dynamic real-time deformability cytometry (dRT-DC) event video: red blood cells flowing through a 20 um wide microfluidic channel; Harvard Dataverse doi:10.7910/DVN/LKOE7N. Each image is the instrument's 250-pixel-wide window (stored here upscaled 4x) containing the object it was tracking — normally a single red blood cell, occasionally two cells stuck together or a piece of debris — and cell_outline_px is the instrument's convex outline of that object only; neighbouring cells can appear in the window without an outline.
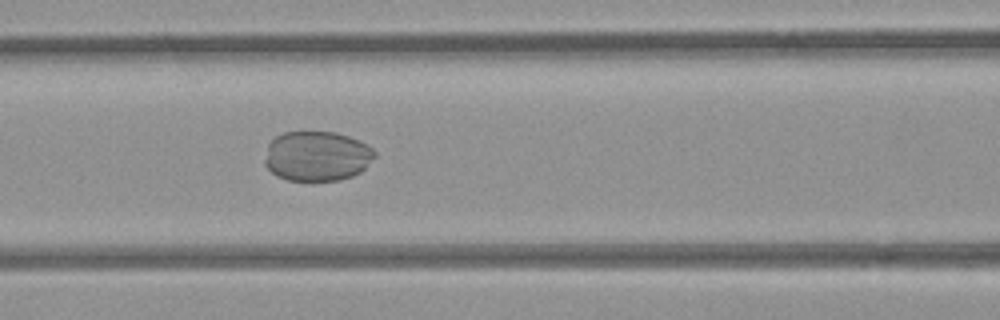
{"species": "common noctule bat (a hibernating species)", "species_latin": "Nyctalus noctula", "temperature_condition": "room temperature", "stored_images_in_passage": 49, "camera_frame_rate_fps": 3000, "um_per_image_px": 0.085, "animal": {"sex": "female", "body_mass_g": 21.9}, "frame": {"image": 1, "passage_image": 18, "time_ms": 5.667, "image_size_px": [1000, 320], "cell_outline_px": [[376, 156], [360, 172], [352, 176], [340, 180], [288, 180], [276, 176], [264, 164], [264, 160], [268, 144], [276, 136], [284, 132], [336, 132], [348, 136], [372, 148], [376, 152]], "centroid_in_image_um": [26.92, 13.27], "position_along_channel_um": 139.7, "area_um2": 31.85}}
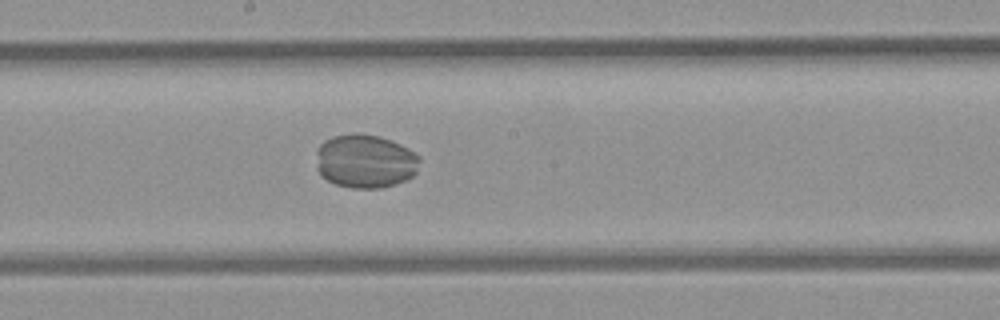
{"frame": {"image": 2, "passage_image": 24, "time_ms": 7.667, "image_size_px": [1000, 320], "cell_outline_px": [[420, 160], [416, 172], [408, 180], [380, 188], [352, 188], [336, 184], [320, 176], [316, 168], [316, 152], [320, 144], [324, 140], [332, 136], [356, 132], [380, 136], [392, 140], [408, 148], [420, 156]], "centroid_in_image_um": [31.03, 13.69], "position_along_channel_um": 217.2, "area_um2": 32.89}}
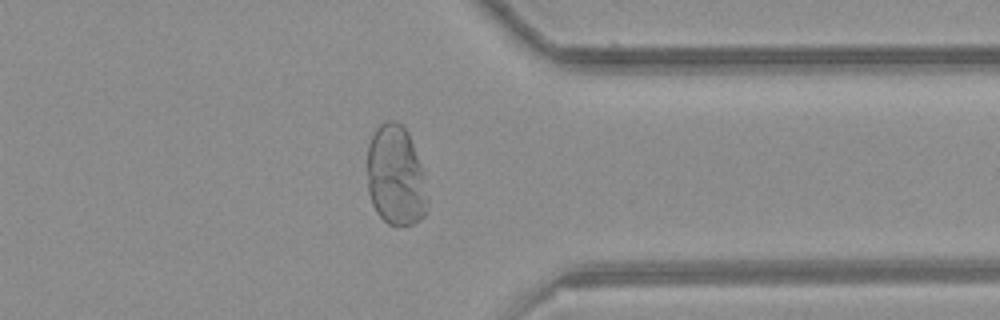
{"frame": {"image": 3, "passage_image": 37, "time_ms": 12.0, "image_size_px": [1000, 320], "cell_outline_px": [[428, 200], [424, 216], [412, 224], [396, 228], [388, 224], [376, 212], [372, 204], [368, 192], [368, 144], [376, 128], [384, 120], [396, 120], [408, 132], [420, 164], [428, 196]], "centroid_in_image_um": [33.62, 14.97], "position_along_channel_um": 377.8, "area_um2": 35.32}}